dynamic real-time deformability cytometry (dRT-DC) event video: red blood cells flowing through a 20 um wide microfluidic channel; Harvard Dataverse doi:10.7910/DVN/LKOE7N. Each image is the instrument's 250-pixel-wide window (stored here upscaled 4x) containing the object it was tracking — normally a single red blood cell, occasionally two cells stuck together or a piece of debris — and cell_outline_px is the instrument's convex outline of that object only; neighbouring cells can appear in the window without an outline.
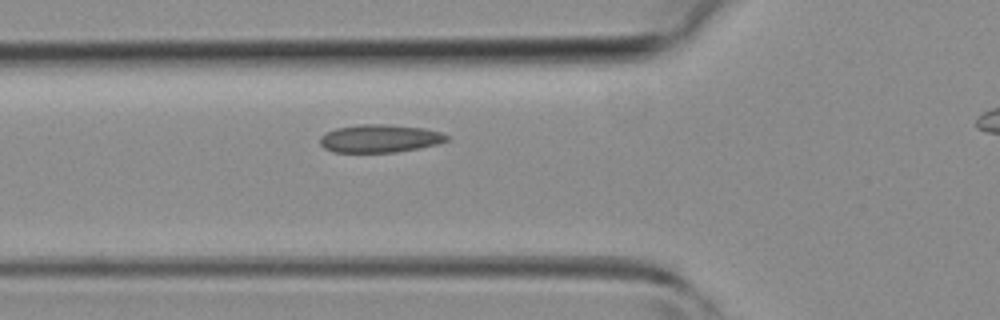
{"species": "common noctule bat (a hibernating species)", "species_latin": "Nyctalus noctula", "temperature_condition": "room temperature", "stored_images_in_passage": 23, "camera_frame_rate_fps": 3000, "um_per_image_px": 0.085, "animal": {"sex": "female", "body_mass_g": 19.3, "forearm_length_mm": 54.1}, "frame": {"image": 1, "passage_image": 2, "time_ms": 0.333, "image_size_px": [1000, 320], "cell_outline_px": [[448, 140], [440, 144], [420, 148], [396, 152], [332, 152], [324, 148], [320, 144], [320, 136], [336, 128], [360, 124], [384, 124], [424, 128], [440, 132], [448, 136]], "centroid_in_image_um": [32.29, 11.78], "position_along_channel_um": 93.5, "area_um2": 20.69}}
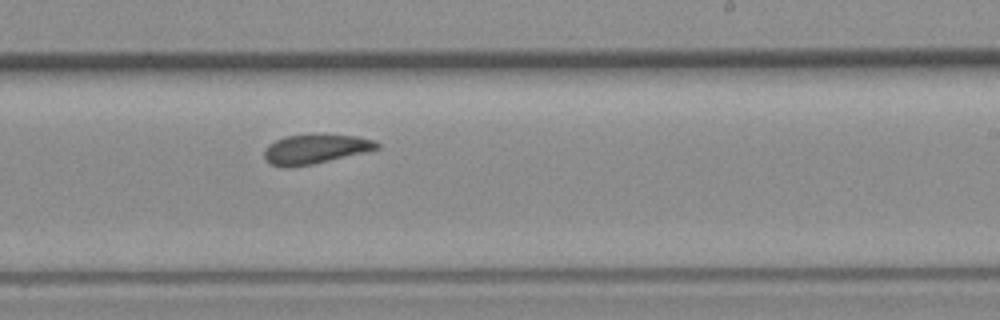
{"frame": {"image": 2, "passage_image": 13, "time_ms": 4.0, "image_size_px": [1000, 320], "cell_outline_px": [[380, 148], [312, 164], [272, 164], [264, 160], [264, 152], [268, 144], [284, 136], [356, 136], [376, 140], [380, 144]], "centroid_in_image_um": [26.84, 12.65], "position_along_channel_um": 262.2, "area_um2": 18.15}}
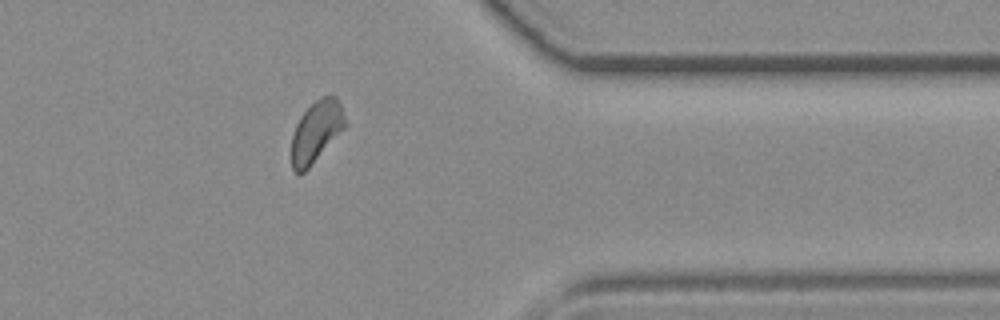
{"frame": {"image": 3, "passage_image": 22, "time_ms": 7.0, "image_size_px": [1000, 320], "cell_outline_px": [[348, 124], [308, 168], [304, 172], [296, 172], [292, 168], [292, 132], [300, 116], [316, 100], [324, 96], [336, 96], [340, 104]], "centroid_in_image_um": [26.89, 11.17], "position_along_channel_um": 384.5, "area_um2": 18.84}}